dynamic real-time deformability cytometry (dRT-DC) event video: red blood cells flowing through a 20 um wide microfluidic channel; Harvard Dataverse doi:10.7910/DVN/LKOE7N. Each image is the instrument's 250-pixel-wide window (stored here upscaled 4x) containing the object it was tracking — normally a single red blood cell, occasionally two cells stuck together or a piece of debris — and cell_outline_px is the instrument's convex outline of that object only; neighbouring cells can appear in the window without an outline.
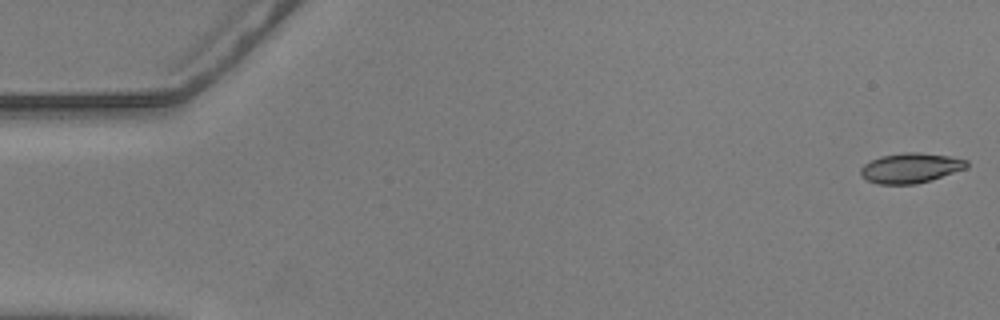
{"species": "common noctule bat (a hibernating species)", "species_latin": "Nyctalus noctula", "temperature_condition": "warm", "stored_images_in_passage": 15, "camera_frame_rate_fps": 3000, "um_per_image_px": 0.085, "animal": {"sex": "male", "body_mass_g": 20.5, "forearm_length_mm": 52.5}, "frame": {"image": 1, "passage_image": 1, "time_ms": 0.0, "image_size_px": [1000, 320], "cell_outline_px": [[968, 168], [916, 184], [880, 184], [868, 180], [860, 176], [860, 168], [864, 164], [880, 156], [904, 152], [920, 152], [948, 156], [968, 160]], "centroid_in_image_um": [77.39, 14.27], "position_along_channel_um": 7.6, "area_um2": 18.5}}
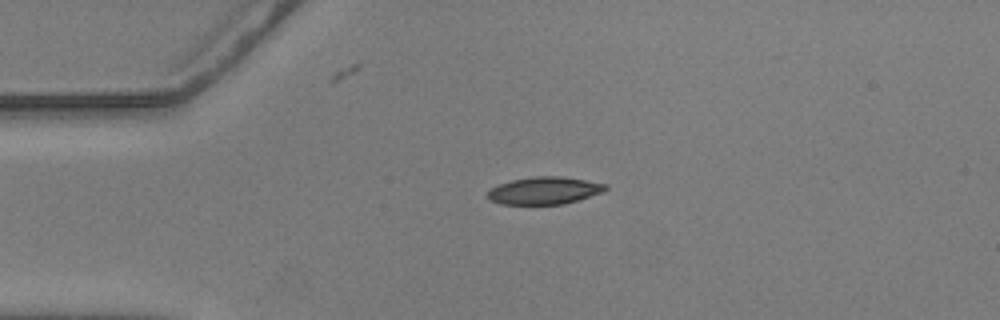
{"frame": {"image": 2, "passage_image": 13, "time_ms": 4.0, "image_size_px": [1000, 320], "cell_outline_px": [[608, 188], [604, 192], [564, 204], [500, 204], [492, 200], [488, 196], [488, 192], [496, 184], [512, 180], [532, 176], [560, 176], [608, 184]], "centroid_in_image_um": [46.29, 16.19], "position_along_channel_um": 38.7, "area_um2": 18.79}}